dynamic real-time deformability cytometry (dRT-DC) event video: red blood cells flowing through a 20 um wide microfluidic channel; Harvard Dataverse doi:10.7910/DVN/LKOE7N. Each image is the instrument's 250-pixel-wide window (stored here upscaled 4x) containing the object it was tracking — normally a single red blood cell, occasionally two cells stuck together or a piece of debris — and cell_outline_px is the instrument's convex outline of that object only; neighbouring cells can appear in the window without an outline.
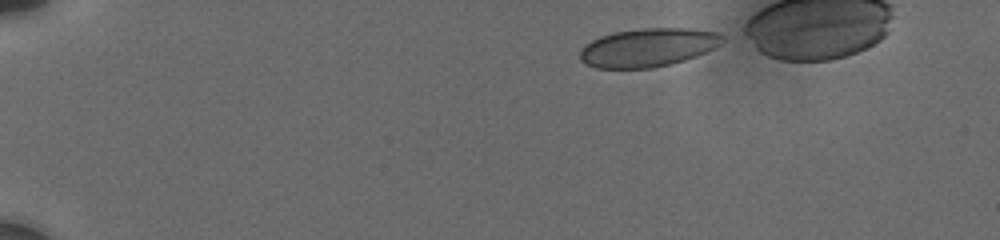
{"species": "human", "species_latin": "Homo sapiens", "temperature_condition": "cold", "stored_images_in_passage": 15, "camera_frame_rate_fps": 3000, "um_per_image_px": 0.085, "donor": {"sex": "male"}, "frame": {"image": 1, "passage_image": 1, "time_ms": 0.0, "image_size_px": [1000, 240], "cell_outline_px": [[724, 40], [716, 48], [696, 56], [684, 60], [652, 68], [596, 68], [580, 60], [580, 48], [584, 44], [600, 36], [612, 32], [644, 28], [688, 28], [716, 32], [724, 36]], "centroid_in_image_um": [55.07, 4.03], "position_along_channel_um": 29.9, "area_um2": 32.02}}